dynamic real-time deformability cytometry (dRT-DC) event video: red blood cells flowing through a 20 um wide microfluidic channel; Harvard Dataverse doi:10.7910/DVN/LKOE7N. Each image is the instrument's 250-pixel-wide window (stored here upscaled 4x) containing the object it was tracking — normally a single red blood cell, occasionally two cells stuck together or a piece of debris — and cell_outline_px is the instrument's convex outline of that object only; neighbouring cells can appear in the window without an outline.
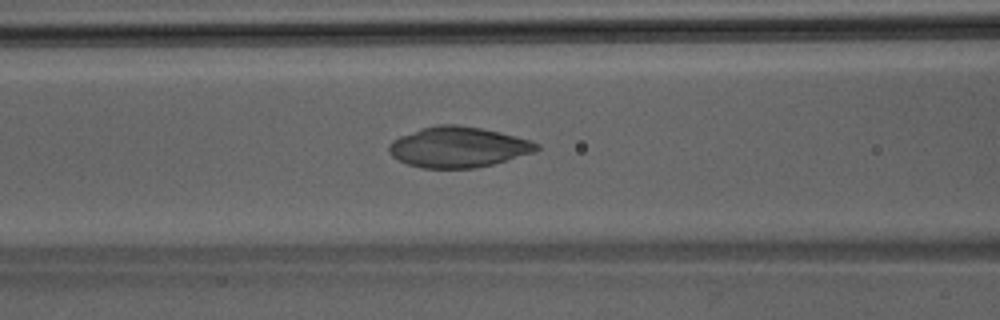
{"species": "Egyptian fruit bat (a non-hibernating species)", "species_latin": "Rousettus aegyptiacus", "temperature_condition": "room temperature", "stored_images_in_passage": 37, "camera_frame_rate_fps": 3000, "um_per_image_px": 0.085, "animal": {"sex": "male"}, "frame": {"image": 1, "passage_image": 10, "time_ms": 3.0, "image_size_px": [1000, 320], "cell_outline_px": [[540, 148], [536, 152], [492, 164], [476, 168], [424, 168], [408, 164], [392, 156], [388, 152], [388, 144], [392, 140], [400, 136], [420, 128], [436, 124], [456, 124], [484, 128], [532, 140], [540, 144]], "centroid_in_image_um": [38.97, 12.49], "position_along_channel_um": 127.6, "area_um2": 35.2}}
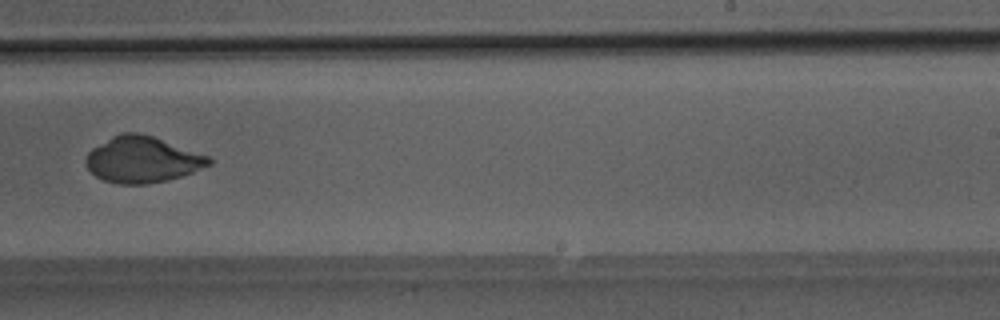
{"frame": {"image": 2, "passage_image": 20, "time_ms": 6.333, "image_size_px": [1000, 320], "cell_outline_px": [[212, 164], [192, 172], [168, 180], [148, 184], [120, 184], [104, 180], [96, 176], [88, 168], [84, 160], [88, 152], [92, 148], [112, 136], [124, 132], [140, 132], [152, 136], [208, 156], [212, 160]], "centroid_in_image_um": [12.08, 13.57], "position_along_channel_um": 276.9, "area_um2": 32.83}}
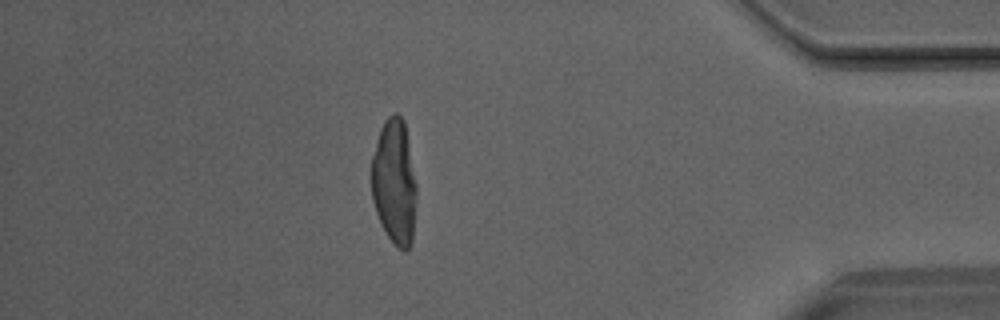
{"frame": {"image": 3, "passage_image": 31, "time_ms": 10.0, "image_size_px": [1000, 320], "cell_outline_px": [[416, 204], [412, 240], [408, 248], [404, 252], [396, 248], [384, 232], [380, 224], [372, 200], [372, 156], [380, 128], [384, 120], [392, 112], [396, 112], [404, 120], [416, 184]], "centroid_in_image_um": [33.51, 15.5], "position_along_channel_um": 401.7, "area_um2": 33.18}}